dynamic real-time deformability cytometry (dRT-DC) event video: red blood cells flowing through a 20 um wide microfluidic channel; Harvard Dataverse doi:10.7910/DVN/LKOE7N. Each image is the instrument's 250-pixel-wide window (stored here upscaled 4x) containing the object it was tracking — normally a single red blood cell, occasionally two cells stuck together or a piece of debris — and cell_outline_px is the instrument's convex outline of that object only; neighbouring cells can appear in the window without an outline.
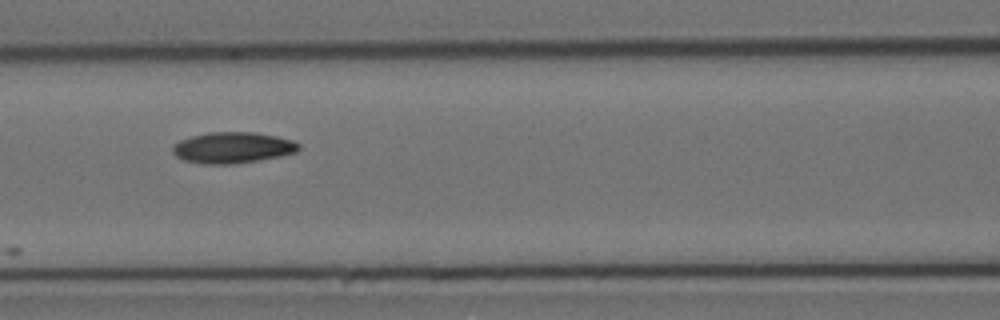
{"species": "Egyptian fruit bat (a non-hibernating species)", "species_latin": "Rousettus aegyptiacus", "temperature_condition": "cold", "stored_images_in_passage": 10, "camera_frame_rate_fps": 3000, "um_per_image_px": 0.085, "animal": {"sex": "female"}, "frame": {"image": 1, "passage_image": 7, "time_ms": 7.0, "image_size_px": [1000, 320], "cell_outline_px": [[300, 148], [296, 152], [280, 156], [260, 160], [236, 164], [204, 164], [184, 160], [176, 156], [172, 152], [172, 148], [180, 140], [192, 136], [212, 132], [252, 132], [276, 136], [292, 140], [300, 144]], "centroid_in_image_um": [19.79, 12.56], "position_along_channel_um": 146.8, "area_um2": 22.77}}